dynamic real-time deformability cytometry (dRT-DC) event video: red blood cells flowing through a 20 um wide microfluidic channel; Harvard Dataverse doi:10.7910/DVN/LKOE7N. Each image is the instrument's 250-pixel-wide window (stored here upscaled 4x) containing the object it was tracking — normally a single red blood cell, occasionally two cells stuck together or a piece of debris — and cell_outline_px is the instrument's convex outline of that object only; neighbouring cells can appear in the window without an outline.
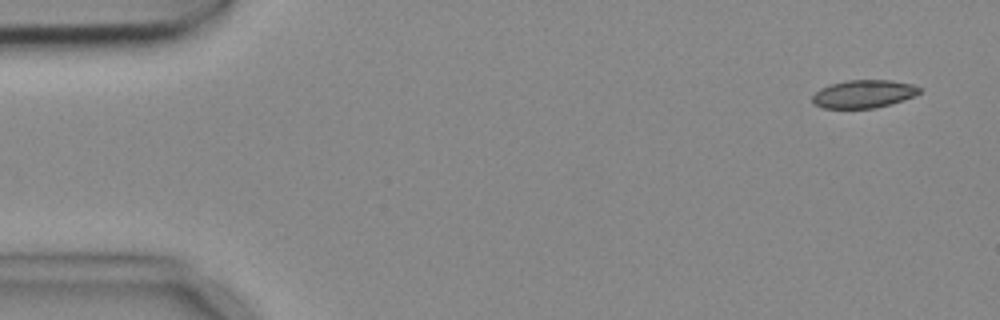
{"species": "common noctule bat (a hibernating species)", "species_latin": "Nyctalus noctula", "temperature_condition": "cold", "stored_images_in_passage": 4, "camera_frame_rate_fps": 3000, "um_per_image_px": 0.085, "animal": {"sex": "female", "body_mass_g": 18.4}, "frame": {"image": 1, "passage_image": 1, "time_ms": 0.0, "image_size_px": [1000, 320], "cell_outline_px": [[920, 92], [904, 100], [876, 108], [824, 108], [816, 104], [812, 100], [812, 96], [820, 88], [832, 84], [848, 80], [892, 80], [912, 84], [920, 88]], "centroid_in_image_um": [73.41, 7.98], "position_along_channel_um": 11.6, "area_um2": 17.28}}
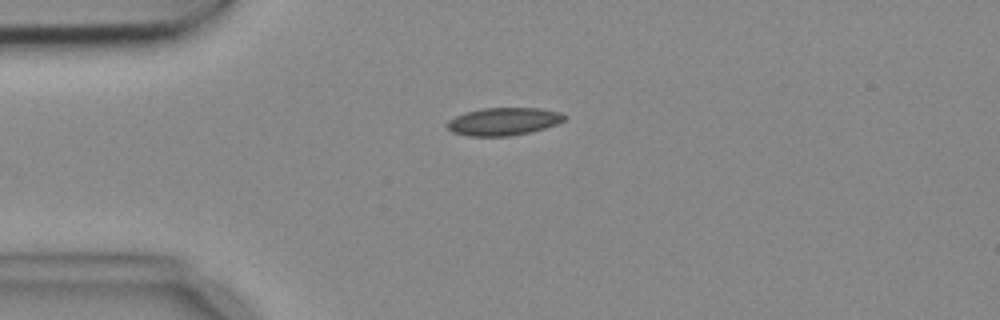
{"frame": {"image": 2, "passage_image": 3, "time_ms": 0.667, "image_size_px": [1000, 320], "cell_outline_px": [[568, 116], [564, 120], [556, 124], [544, 128], [528, 132], [508, 136], [468, 136], [452, 132], [444, 124], [448, 120], [464, 112], [484, 108], [536, 108], [560, 112]], "centroid_in_image_um": [42.76, 10.32], "position_along_channel_um": 42.2, "area_um2": 18.9}}